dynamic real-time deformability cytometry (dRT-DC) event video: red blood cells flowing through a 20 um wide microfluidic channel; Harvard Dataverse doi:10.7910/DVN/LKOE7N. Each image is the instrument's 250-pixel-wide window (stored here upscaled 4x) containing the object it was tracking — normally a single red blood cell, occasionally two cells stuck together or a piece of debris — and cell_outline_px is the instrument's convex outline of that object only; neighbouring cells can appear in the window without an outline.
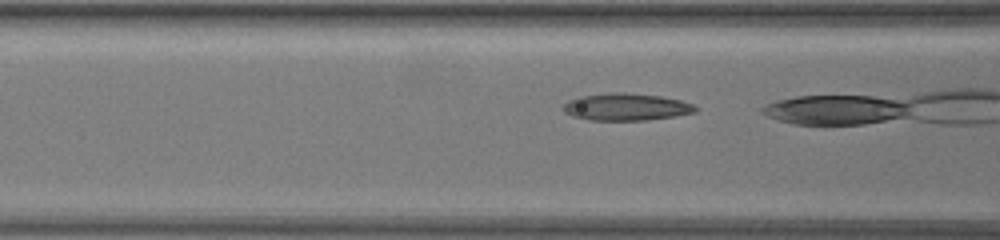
{"species": "common noctule bat (a hibernating species)", "species_latin": "Nyctalus noctula", "temperature_condition": "warm", "stored_images_in_passage": 7, "camera_frame_rate_fps": 3000, "um_per_image_px": 0.085, "animal": {"sex": "female", "body_mass_g": 19.5, "forearm_length_mm": 54.1}, "frame": {"image": 1, "passage_image": 5, "time_ms": 1.333, "image_size_px": [1000, 240], "cell_outline_px": [[696, 112], [676, 116], [648, 120], [588, 120], [572, 116], [564, 112], [560, 108], [568, 100], [580, 96], [608, 92], [624, 92], [660, 96], [680, 100], [692, 104], [696, 108]], "centroid_in_image_um": [53.17, 9.09], "position_along_channel_um": 113.4, "area_um2": 21.1}}